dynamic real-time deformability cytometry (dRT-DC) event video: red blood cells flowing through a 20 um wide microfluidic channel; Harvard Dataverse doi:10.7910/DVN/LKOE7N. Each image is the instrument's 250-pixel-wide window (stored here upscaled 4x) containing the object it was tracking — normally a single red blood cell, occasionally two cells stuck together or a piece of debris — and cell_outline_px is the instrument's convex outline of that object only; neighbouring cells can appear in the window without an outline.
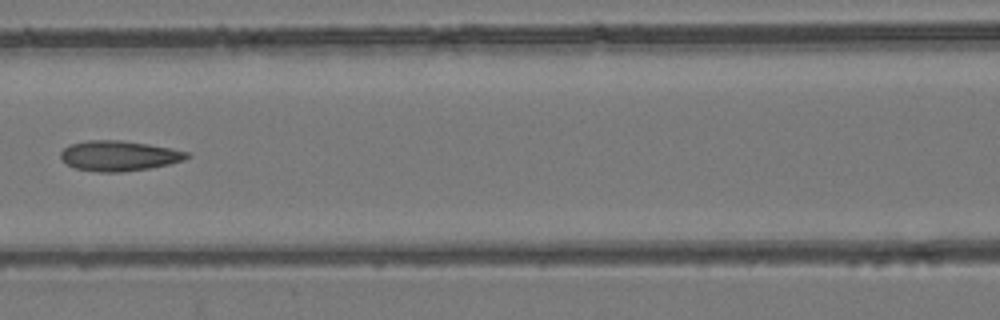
{"species": "common noctule bat (a hibernating species)", "species_latin": "Nyctalus noctula", "temperature_condition": "room temperature", "stored_images_in_passage": 5, "camera_frame_rate_fps": 3000, "um_per_image_px": 0.085, "animal": {"sex": "female", "body_mass_g": 24.6, "forearm_length_mm": 56.2}, "frame": {"image": 1, "passage_image": 4, "time_ms": 4.333, "image_size_px": [1000, 320], "cell_outline_px": [[192, 156], [184, 160], [168, 164], [148, 168], [120, 172], [96, 172], [76, 168], [68, 164], [60, 156], [60, 152], [64, 148], [72, 144], [88, 140], [120, 140], [148, 144], [172, 148], [188, 152]], "centroid_in_image_um": [10.14, 13.24], "position_along_channel_um": 156.5, "area_um2": 22.08}}
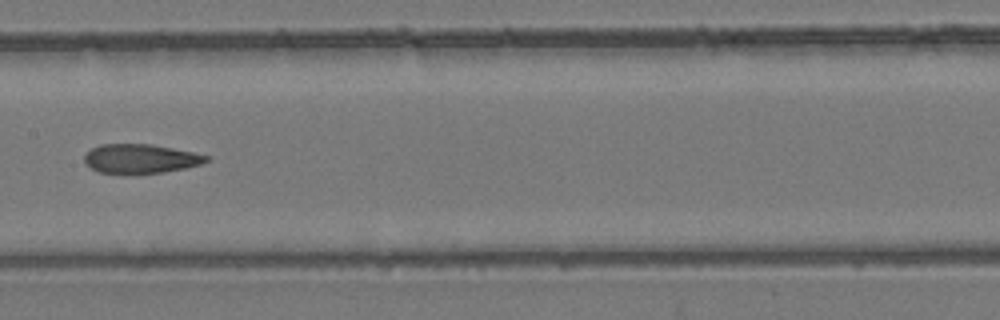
{"frame": {"image": 2, "passage_image": 5, "time_ms": 5.333, "image_size_px": [1000, 320], "cell_outline_px": [[212, 156], [208, 160], [200, 164], [184, 168], [164, 172], [100, 172], [92, 168], [84, 160], [84, 156], [92, 148], [100, 144], [152, 144]], "centroid_in_image_um": [11.98, 13.46], "position_along_channel_um": 195.4, "area_um2": 20.17}}